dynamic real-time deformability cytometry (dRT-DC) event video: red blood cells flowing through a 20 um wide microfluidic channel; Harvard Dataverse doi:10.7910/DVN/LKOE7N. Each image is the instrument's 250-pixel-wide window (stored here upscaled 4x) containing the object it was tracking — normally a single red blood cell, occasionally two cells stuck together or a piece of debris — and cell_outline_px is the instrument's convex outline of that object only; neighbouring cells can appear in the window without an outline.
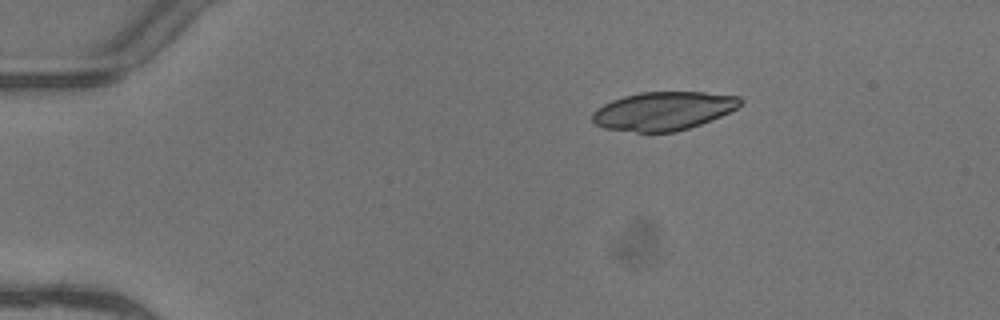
{"species": "common noctule bat (a hibernating species)", "species_latin": "Nyctalus noctula", "temperature_condition": "warm", "stored_images_in_passage": 3, "camera_frame_rate_fps": 3000, "um_per_image_px": 0.085, "animal": {"sex": "female"}, "frame": {"image": 1, "passage_image": 1, "time_ms": 0.0, "image_size_px": [1000, 320], "cell_outline_px": [[744, 104], [720, 116], [700, 124], [676, 132], [636, 132], [604, 128], [596, 124], [592, 120], [592, 112], [596, 108], [612, 100], [624, 96], [640, 92], [704, 92], [740, 96], [744, 100]], "centroid_in_image_um": [56.4, 9.42], "position_along_channel_um": 28.6, "area_um2": 33.23}}